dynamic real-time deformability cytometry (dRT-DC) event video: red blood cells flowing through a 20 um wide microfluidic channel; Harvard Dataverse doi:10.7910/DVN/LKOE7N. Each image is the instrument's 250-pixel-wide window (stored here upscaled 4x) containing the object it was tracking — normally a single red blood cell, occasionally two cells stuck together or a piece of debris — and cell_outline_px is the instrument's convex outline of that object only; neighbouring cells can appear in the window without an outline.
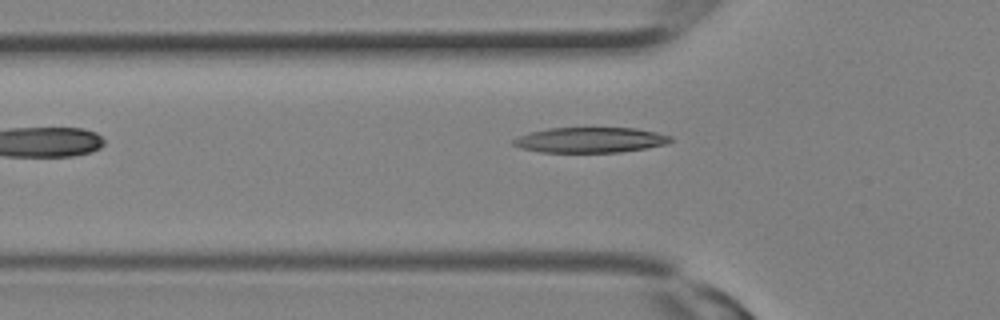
{"species": "Egyptian fruit bat (a non-hibernating species)", "species_latin": "Rousettus aegyptiacus", "temperature_condition": "room temperature", "stored_images_in_passage": 5, "camera_frame_rate_fps": 3000, "um_per_image_px": 0.085, "animal": {"sex": "female"}, "frame": {"image": 1, "passage_image": 5, "time_ms": 1.333, "image_size_px": [1000, 320], "cell_outline_px": [[672, 140], [664, 144], [644, 148], [620, 152], [540, 152], [520, 148], [512, 144], [512, 140], [520, 136], [532, 132], [548, 128], [636, 128], [656, 132], [672, 136]], "centroid_in_image_um": [50.16, 11.9], "position_along_channel_um": 75.6, "area_um2": 23.0}}